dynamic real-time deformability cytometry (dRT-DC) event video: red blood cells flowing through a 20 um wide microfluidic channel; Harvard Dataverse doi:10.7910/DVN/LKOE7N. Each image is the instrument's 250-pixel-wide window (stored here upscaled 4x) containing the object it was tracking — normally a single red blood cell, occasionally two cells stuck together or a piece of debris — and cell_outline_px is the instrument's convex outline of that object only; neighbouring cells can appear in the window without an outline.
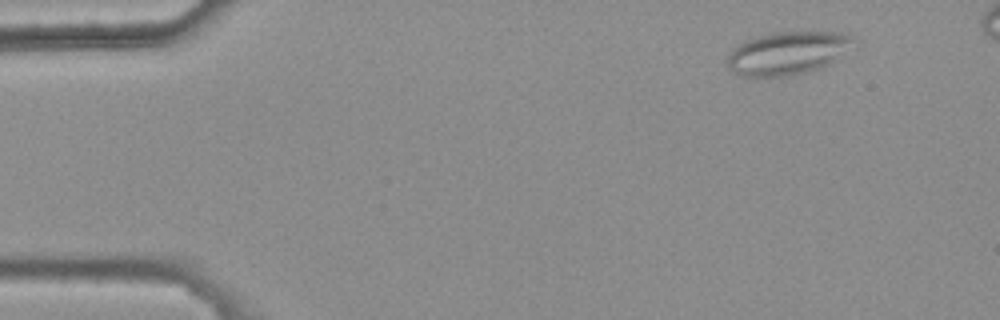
{"species": "common noctule bat (a hibernating species)", "species_latin": "Nyctalus noctula", "temperature_condition": "warm", "stored_images_in_passage": 45, "camera_frame_rate_fps": 3000, "um_per_image_px": 0.085, "animal": {"sex": "female", "body_mass_g": 25.1}, "frame": {"image": 1, "passage_image": 1, "time_ms": 0.0, "image_size_px": [1000, 320], "cell_outline_px": [[860, 40], [828, 64], [820, 68], [808, 72], [788, 76], [740, 76], [732, 72], [728, 68], [728, 52], [732, 48], [744, 40], [756, 36], [772, 32], [848, 32]], "centroid_in_image_um": [66.95, 4.49], "position_along_channel_um": 18.0, "area_um2": 32.08}}
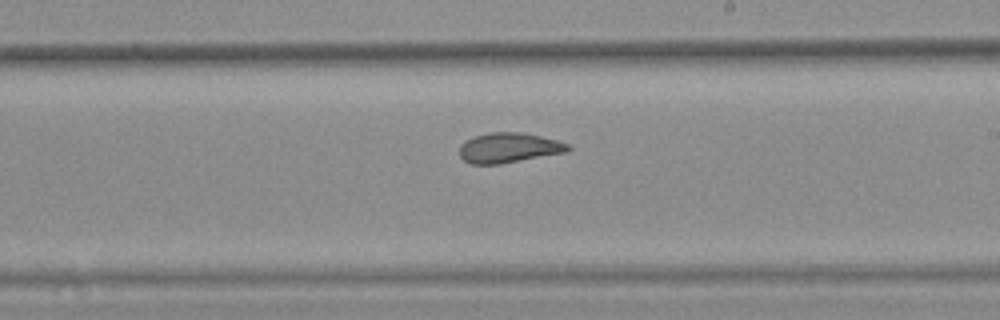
{"frame": {"image": 2, "passage_image": 27, "time_ms": 8.667, "image_size_px": [1000, 320], "cell_outline_px": [[572, 148], [568, 152], [500, 164], [468, 164], [460, 156], [460, 144], [464, 140], [488, 132], [524, 132], [556, 140], [568, 144]], "centroid_in_image_um": [43.24, 12.56], "position_along_channel_um": 245.8, "area_um2": 19.13}}
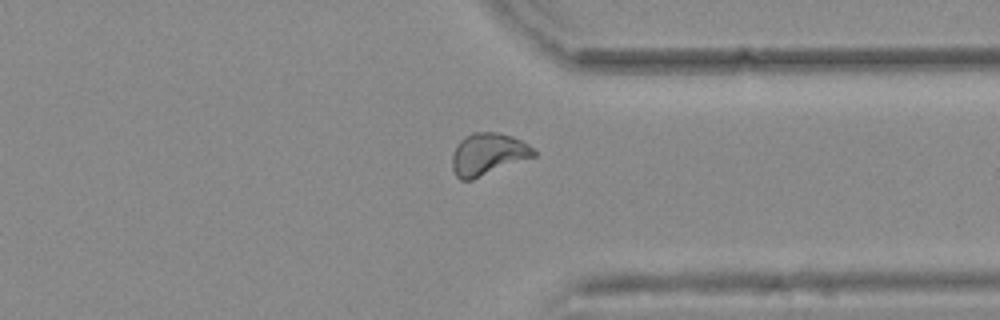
{"frame": {"image": 3, "passage_image": 37, "time_ms": 12.0, "image_size_px": [1000, 320], "cell_outline_px": [[536, 156], [472, 180], [460, 180], [456, 176], [452, 168], [452, 156], [456, 144], [464, 136], [472, 132], [500, 132], [512, 136], [528, 144], [536, 152]], "centroid_in_image_um": [41.46, 13.1], "position_along_channel_um": 369.9, "area_um2": 20.17}, "authors_computed_cell_mechanics": {"area_um2": 19.4786, "velocity_mm_per_s": 3.7483, "shape_relaxation_time_tau1_ms": null, "shape_relaxation_time_tau2_ms": 1.8296, "deformation_change_tau1": null, "deformation_change_tau2": 0.085}}